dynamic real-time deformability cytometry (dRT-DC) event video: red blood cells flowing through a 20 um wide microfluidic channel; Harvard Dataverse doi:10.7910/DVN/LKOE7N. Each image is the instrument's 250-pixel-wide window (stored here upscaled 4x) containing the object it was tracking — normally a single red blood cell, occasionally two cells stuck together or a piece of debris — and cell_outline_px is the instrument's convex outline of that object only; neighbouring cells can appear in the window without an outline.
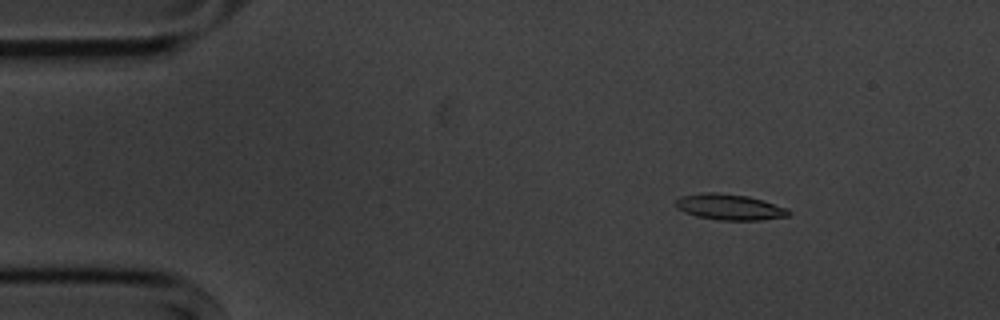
{"species": "common noctule bat (a hibernating species)", "species_latin": "Nyctalus noctula", "temperature_condition": "cold", "stored_images_in_passage": 56, "camera_frame_rate_fps": 3000, "um_per_image_px": 0.085, "animal": {"sex": "male", "body_mass_g": 20.1, "forearm_length_mm": 53.5}, "frame": {"image": 1, "passage_image": 8, "time_ms": 2.333, "image_size_px": [1000, 320], "cell_outline_px": [[792, 212], [788, 216], [760, 220], [720, 220], [696, 216], [684, 212], [676, 208], [676, 200], [684, 196], [704, 192], [712, 192], [748, 196], [764, 200], [788, 208]], "centroid_in_image_um": [62.05, 17.6], "position_along_channel_um": 22.9, "area_um2": 16.99}}
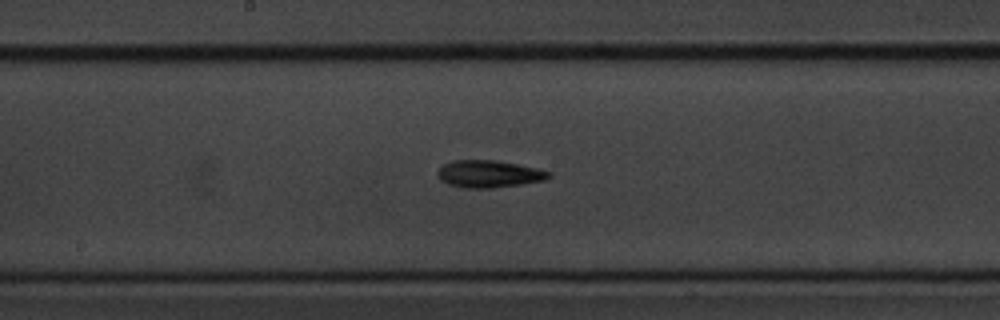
{"frame": {"image": 2, "passage_image": 29, "time_ms": 9.333, "image_size_px": [1000, 320], "cell_outline_px": [[552, 176], [544, 180], [520, 184], [492, 188], [464, 188], [448, 184], [440, 180], [436, 176], [436, 172], [444, 164], [452, 160], [496, 160], [536, 168], [548, 172]], "centroid_in_image_um": [41.49, 14.78], "position_along_channel_um": 206.7, "area_um2": 17.57}}
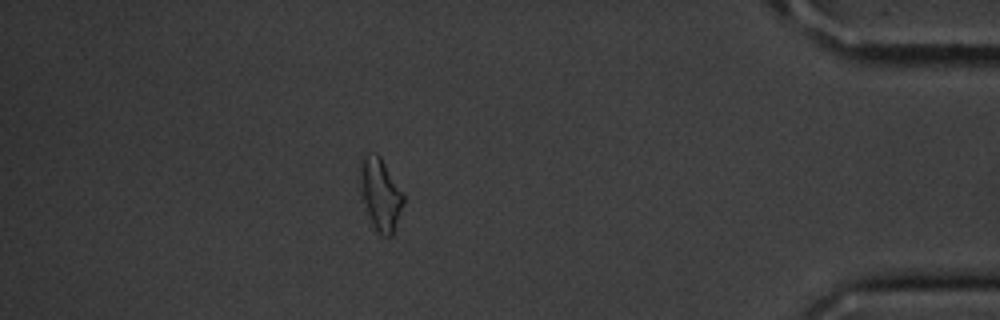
{"frame": {"image": 3, "passage_image": 49, "time_ms": 16.0, "image_size_px": [1000, 320], "cell_outline_px": [[404, 204], [392, 236], [384, 236], [372, 224], [364, 200], [360, 180], [360, 156], [368, 152], [376, 152], [380, 156], [404, 192]], "centroid_in_image_um": [32.36, 16.43], "position_along_channel_um": 402.8, "area_um2": 18.09}, "authors_computed_cell_mechanics": {"area_um2": 16.9354, "velocity_mm_per_s": 3.6015, "shape_relaxation_time_tau1_ms": 6.4213, "shape_relaxation_time_tau2_ms": null, "deformation_change_tau1": 0.1524, "deformation_change_tau2": null}}